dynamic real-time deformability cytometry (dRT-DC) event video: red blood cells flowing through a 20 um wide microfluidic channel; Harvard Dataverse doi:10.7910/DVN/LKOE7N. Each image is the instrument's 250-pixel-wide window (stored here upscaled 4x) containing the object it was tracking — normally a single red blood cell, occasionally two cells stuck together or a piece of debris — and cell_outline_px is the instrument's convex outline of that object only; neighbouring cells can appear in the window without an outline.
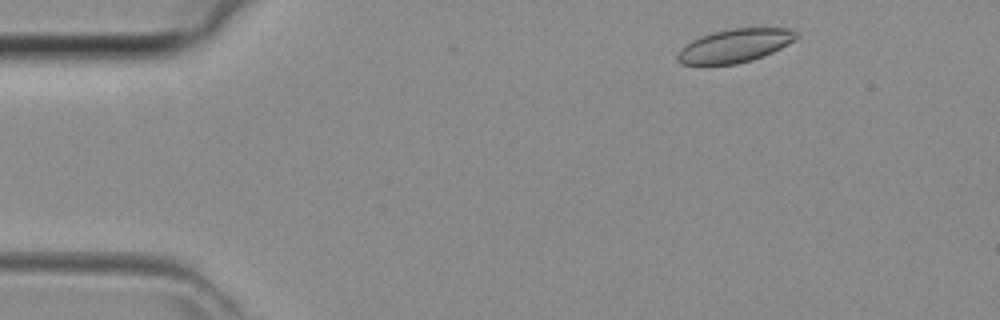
{"species": "common noctule bat (a hibernating species)", "species_latin": "Nyctalus noctula", "temperature_condition": "room temperature", "stored_images_in_passage": 9, "camera_frame_rate_fps": 3000, "um_per_image_px": 0.085, "animal": {"sex": "female", "body_mass_g": 29.2, "forearm_length_mm": 56.3}, "frame": {"image": 1, "passage_image": 3, "time_ms": 0.667, "image_size_px": [1000, 320], "cell_outline_px": [[800, 36], [796, 40], [764, 56], [752, 60], [736, 64], [704, 68], [680, 64], [676, 60], [676, 56], [680, 48], [684, 44], [700, 36], [712, 32], [732, 28], [792, 28], [800, 32]], "centroid_in_image_um": [62.4, 3.93], "position_along_channel_um": 22.6, "area_um2": 24.28}}